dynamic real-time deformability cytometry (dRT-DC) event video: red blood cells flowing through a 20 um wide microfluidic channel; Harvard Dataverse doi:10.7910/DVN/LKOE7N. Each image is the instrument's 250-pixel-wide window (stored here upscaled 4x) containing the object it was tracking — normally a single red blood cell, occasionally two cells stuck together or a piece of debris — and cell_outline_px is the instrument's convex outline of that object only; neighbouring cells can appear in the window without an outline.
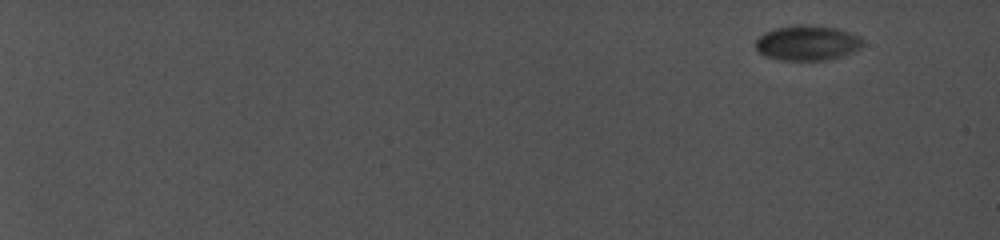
{"species": "common noctule bat (a hibernating species)", "species_latin": "Nyctalus noctula", "temperature_condition": "cold", "stored_images_in_passage": 59, "camera_frame_rate_fps": 5000, "um_per_image_px": 0.085, "animal": {"sex": "female", "body_mass_g": 19.0, "forearm_length_mm": 56.7}, "frame": {"image": 1, "passage_image": 1, "time_ms": 0.0, "image_size_px": [1000, 240], "cell_outline_px": [[864, 44], [860, 48], [844, 56], [824, 60], [780, 60], [764, 56], [756, 48], [756, 40], [764, 32], [776, 28], [796, 24], [800, 24], [836, 28], [860, 36], [864, 40]], "centroid_in_image_um": [68.63, 3.65], "position_along_channel_um": 16.4, "area_um2": 21.96}}
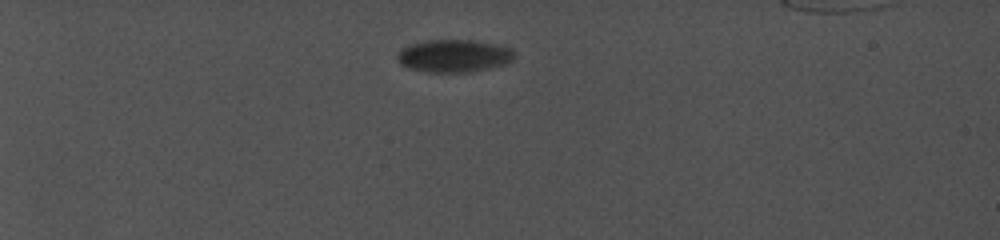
{"frame": {"image": 2, "passage_image": 26, "time_ms": 5.0, "image_size_px": [1000, 240], "cell_outline_px": [[516, 60], [508, 64], [472, 72], [428, 72], [408, 68], [400, 64], [396, 60], [396, 56], [400, 48], [408, 44], [428, 40], [472, 40], [496, 44], [512, 48], [516, 52]], "centroid_in_image_um": [38.62, 4.75], "position_along_channel_um": 46.4, "area_um2": 22.89}}
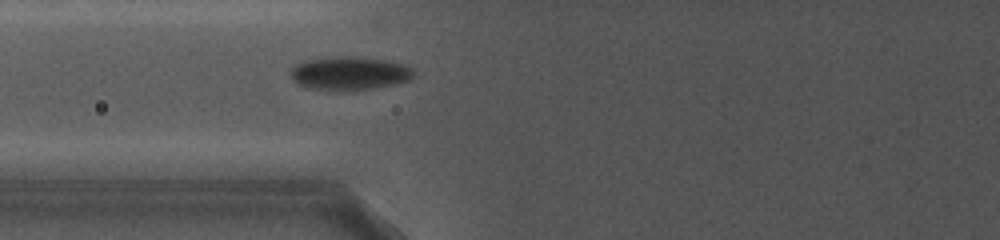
{"frame": {"image": 3, "passage_image": 44, "time_ms": 8.6, "image_size_px": [1000, 240], "cell_outline_px": [[412, 76], [408, 80], [368, 88], [316, 88], [300, 84], [292, 80], [292, 68], [300, 60], [328, 56], [360, 56], [388, 60], [408, 64], [412, 68]], "centroid_in_image_um": [29.7, 6.14], "position_along_channel_um": 96.1, "area_um2": 23.29}}